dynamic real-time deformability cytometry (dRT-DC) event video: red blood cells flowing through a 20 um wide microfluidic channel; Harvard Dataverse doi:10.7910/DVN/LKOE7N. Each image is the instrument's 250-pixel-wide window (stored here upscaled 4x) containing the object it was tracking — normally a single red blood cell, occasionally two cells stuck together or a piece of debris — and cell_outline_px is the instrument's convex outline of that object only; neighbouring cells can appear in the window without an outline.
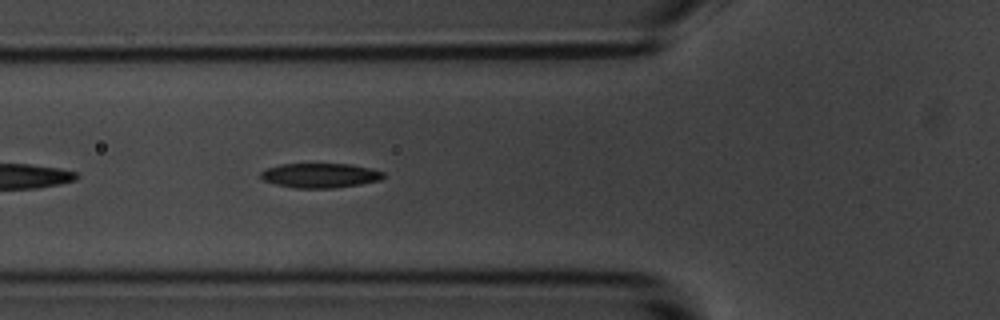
{"species": "common noctule bat (a hibernating species)", "species_latin": "Nyctalus noctula", "temperature_condition": "room temperature", "stored_images_in_passage": 4, "camera_frame_rate_fps": 3000, "um_per_image_px": 0.085, "animal": {"sex": "male", "body_mass_g": 20.1, "forearm_length_mm": 53.5}, "frame": {"image": 1, "passage_image": 4, "time_ms": 3.333, "image_size_px": [1000, 320], "cell_outline_px": [[384, 176], [380, 180], [360, 184], [332, 188], [296, 188], [276, 184], [264, 180], [260, 176], [260, 172], [268, 168], [280, 164], [352, 164], [384, 172]], "centroid_in_image_um": [27.2, 14.91], "position_along_channel_um": 98.6, "area_um2": 17.4}}